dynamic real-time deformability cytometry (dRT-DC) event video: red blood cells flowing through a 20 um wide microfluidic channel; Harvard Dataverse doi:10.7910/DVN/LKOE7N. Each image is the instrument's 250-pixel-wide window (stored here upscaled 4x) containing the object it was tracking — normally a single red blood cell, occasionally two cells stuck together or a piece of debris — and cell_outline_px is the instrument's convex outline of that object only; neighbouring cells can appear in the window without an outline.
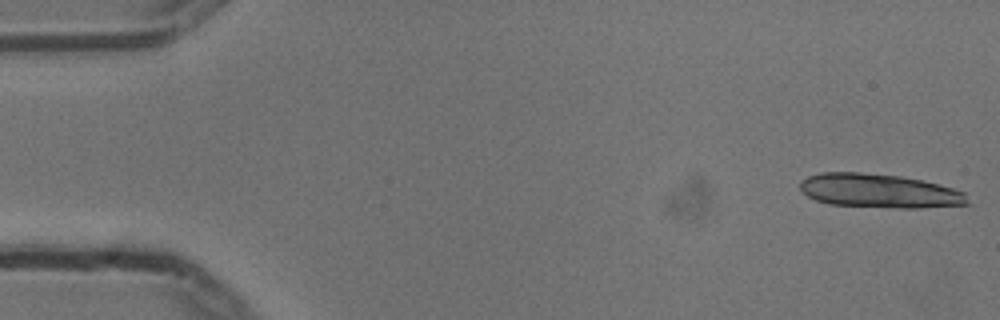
{"species": "common noctule bat (a hibernating species)", "species_latin": "Nyctalus noctula", "temperature_condition": "cold", "stored_images_in_passage": 15, "camera_frame_rate_fps": 3000, "um_per_image_px": 0.085, "animal": {"sex": "male", "body_mass_g": 13.3}, "frame": {"image": 1, "passage_image": 1, "time_ms": 0.0, "image_size_px": [1000, 320], "cell_outline_px": [[972, 204], [920, 208], [896, 208], [828, 204], [816, 200], [808, 196], [800, 188], [800, 180], [808, 176], [824, 172], [860, 172], [900, 176], [920, 180], [952, 188], [964, 192]], "centroid_in_image_um": [74.74, 16.23], "position_along_channel_um": 10.3, "area_um2": 33.12}}